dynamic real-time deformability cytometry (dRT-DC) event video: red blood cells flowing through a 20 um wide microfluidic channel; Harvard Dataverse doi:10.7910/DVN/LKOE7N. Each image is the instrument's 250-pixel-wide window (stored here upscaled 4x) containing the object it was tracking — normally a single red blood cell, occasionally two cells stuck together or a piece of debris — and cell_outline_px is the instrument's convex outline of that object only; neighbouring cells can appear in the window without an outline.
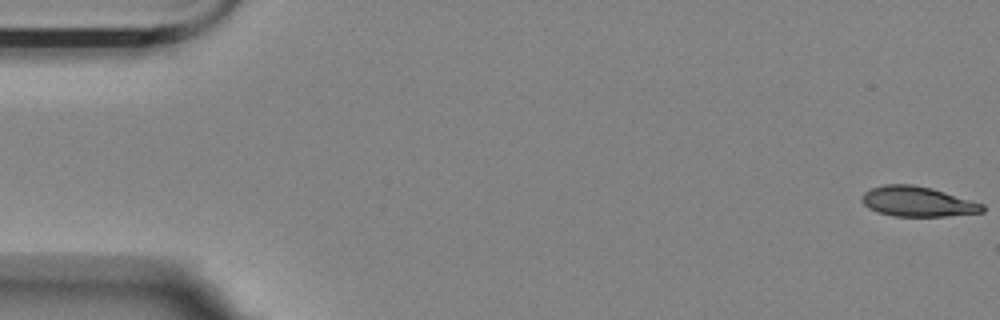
{"species": "Egyptian fruit bat (a non-hibernating species)", "species_latin": "Rousettus aegyptiacus", "temperature_condition": "room temperature", "stored_images_in_passage": 51, "camera_frame_rate_fps": 3000, "um_per_image_px": 0.085, "animal": {"sex": "female"}, "frame": {"image": 1, "passage_image": 1, "time_ms": 0.0, "image_size_px": [1000, 320], "cell_outline_px": [[984, 212], [948, 216], [892, 216], [876, 212], [868, 208], [860, 200], [860, 196], [864, 192], [872, 188], [884, 184], [912, 184], [932, 188], [984, 204]], "centroid_in_image_um": [77.96, 17.13], "position_along_channel_um": 7.0, "area_um2": 21.27}}
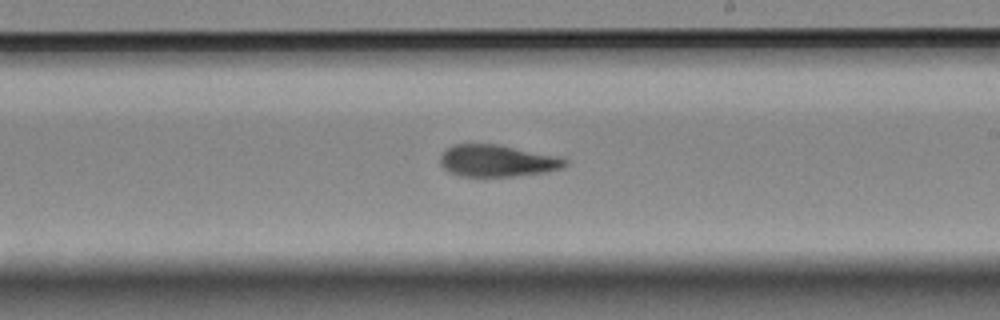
{"frame": {"image": 2, "passage_image": 33, "time_ms": 10.667, "image_size_px": [1000, 320], "cell_outline_px": [[568, 164], [560, 168], [544, 172], [512, 176], [464, 176], [448, 172], [440, 164], [440, 156], [452, 144], [500, 144], [560, 156], [568, 160]], "centroid_in_image_um": [42.28, 13.65], "position_along_channel_um": 246.7, "area_um2": 23.24}}
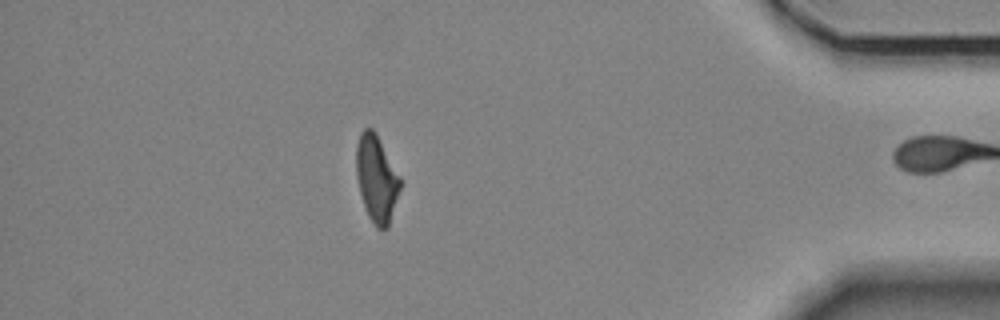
{"frame": {"image": 3, "passage_image": 50, "time_ms": 16.333, "image_size_px": [1000, 320], "cell_outline_px": [[400, 188], [388, 228], [376, 228], [368, 216], [360, 192], [356, 176], [356, 144], [360, 132], [364, 128], [372, 128], [376, 132], [400, 176]], "centroid_in_image_um": [31.99, 15.15], "position_along_channel_um": 403.2, "area_um2": 22.14}, "authors_computed_cell_mechanics": {"area_um2": 23.0044, "velocity_mm_per_s": 3.5166, "shape_relaxation_time_tau1_ms": 10.7661, "shape_relaxation_time_tau2_ms": null, "deformation_change_tau1": 0.2359, "deformation_change_tau2": null}}